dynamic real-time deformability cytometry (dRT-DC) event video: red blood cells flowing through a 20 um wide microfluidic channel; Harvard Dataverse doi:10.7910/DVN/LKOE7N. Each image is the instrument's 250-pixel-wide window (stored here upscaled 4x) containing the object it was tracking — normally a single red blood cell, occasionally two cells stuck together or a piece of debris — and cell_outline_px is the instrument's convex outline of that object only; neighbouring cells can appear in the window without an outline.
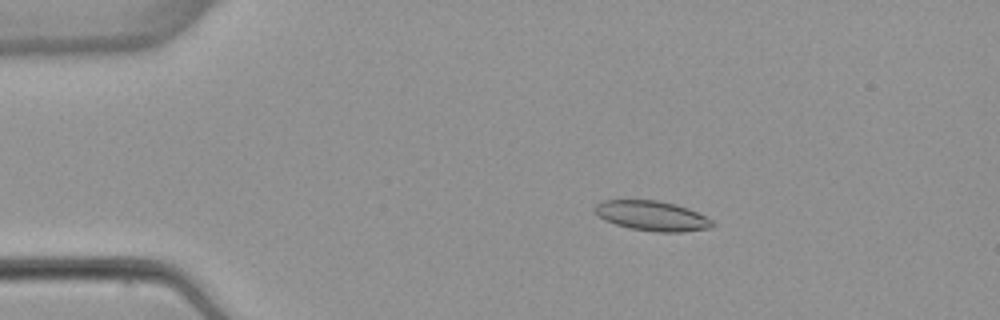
{"species": "common noctule bat (a hibernating species)", "species_latin": "Nyctalus noctula", "temperature_condition": "warm", "stored_images_in_passage": 4, "camera_frame_rate_fps": 3000, "um_per_image_px": 0.085, "animal": {"sex": "female", "body_mass_g": 22.7, "forearm_length_mm": 54.2}, "frame": {"image": 1, "passage_image": 1, "time_ms": 0.0, "image_size_px": [1000, 320], "cell_outline_px": [[716, 224], [712, 228], [680, 232], [656, 232], [632, 228], [616, 224], [604, 220], [592, 208], [596, 204], [604, 200], [656, 200], [676, 204], [688, 208], [712, 220]], "centroid_in_image_um": [55.44, 18.34], "position_along_channel_um": 29.6, "area_um2": 20.4}}
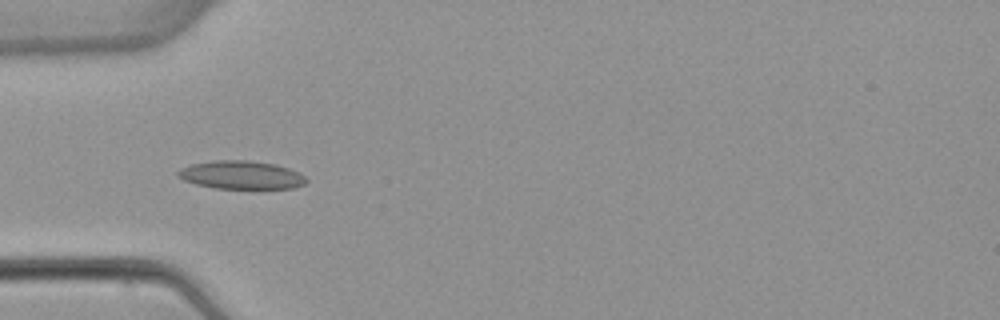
{"frame": {"image": 2, "passage_image": 3, "time_ms": 2.333, "image_size_px": [1000, 320], "cell_outline_px": [[308, 180], [304, 184], [292, 188], [256, 192], [216, 188], [196, 184], [184, 180], [176, 176], [176, 172], [180, 168], [192, 164], [212, 160], [248, 160], [276, 164], [288, 168], [304, 176]], "centroid_in_image_um": [20.52, 14.92], "position_along_channel_um": 64.5, "area_um2": 22.14}}
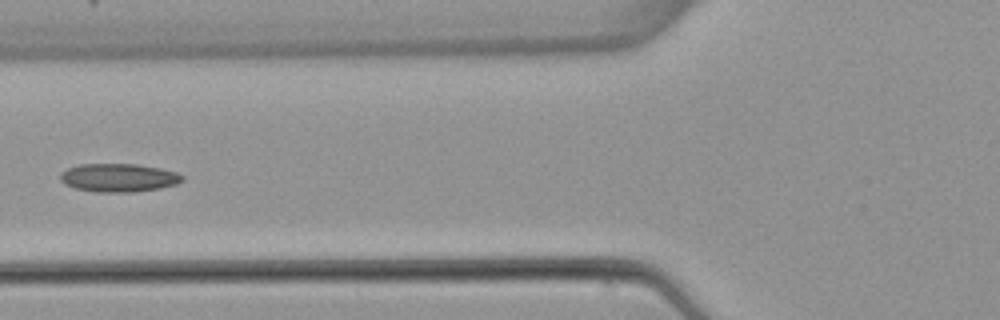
{"frame": {"image": 3, "passage_image": 4, "time_ms": 3.667, "image_size_px": [1000, 320], "cell_outline_px": [[184, 180], [176, 184], [160, 188], [132, 192], [96, 192], [76, 188], [64, 184], [60, 180], [60, 172], [68, 168], [80, 164], [136, 164], [160, 168], [176, 172], [184, 176]], "centroid_in_image_um": [10.08, 15.1], "position_along_channel_um": 115.7, "area_um2": 20.17}}